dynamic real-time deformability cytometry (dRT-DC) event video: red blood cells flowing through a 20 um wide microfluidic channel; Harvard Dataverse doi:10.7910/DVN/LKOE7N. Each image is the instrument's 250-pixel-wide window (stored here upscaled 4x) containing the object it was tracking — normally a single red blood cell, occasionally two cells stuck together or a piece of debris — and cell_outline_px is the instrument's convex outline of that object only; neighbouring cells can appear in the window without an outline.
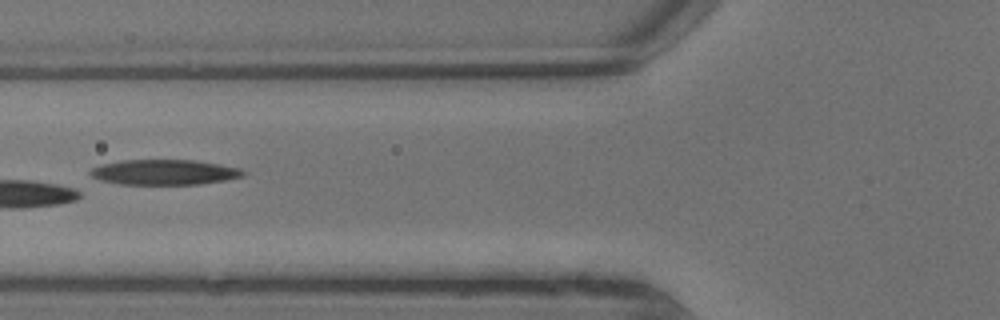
{"species": "common noctule bat (a hibernating species)", "species_latin": "Nyctalus noctula", "temperature_condition": "warm", "stored_images_in_passage": 17, "camera_frame_rate_fps": 3000, "um_per_image_px": 0.085, "animal": {"sex": "male", "body_mass_g": 13.3}, "frame": {"image": 1, "passage_image": 6, "time_ms": 1.667, "image_size_px": [1000, 320], "cell_outline_px": [[248, 172], [244, 176], [224, 180], [200, 184], [120, 184], [100, 180], [92, 176], [88, 172], [92, 168], [104, 164], [120, 160], [196, 160], [220, 164], [240, 168]], "centroid_in_image_um": [14.0, 14.63], "position_along_channel_um": 111.8, "area_um2": 22.48}}